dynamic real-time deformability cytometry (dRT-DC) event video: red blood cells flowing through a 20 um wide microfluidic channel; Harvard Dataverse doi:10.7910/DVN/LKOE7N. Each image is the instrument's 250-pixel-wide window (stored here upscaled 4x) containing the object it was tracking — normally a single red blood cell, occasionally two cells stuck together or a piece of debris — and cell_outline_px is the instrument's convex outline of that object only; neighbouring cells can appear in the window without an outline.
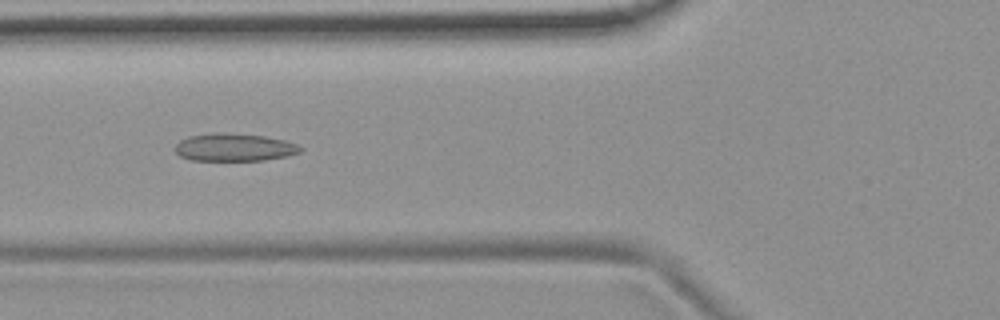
{"species": "common noctule bat (a hibernating species)", "species_latin": "Nyctalus noctula", "temperature_condition": "room temperature", "stored_images_in_passage": 53, "camera_frame_rate_fps": 3000, "um_per_image_px": 0.085, "animal": {"sex": "female", "body_mass_g": 19.9}, "frame": {"image": 1, "passage_image": 20, "time_ms": 6.333, "image_size_px": [1000, 320], "cell_outline_px": [[304, 148], [300, 152], [288, 156], [264, 160], [192, 160], [180, 156], [176, 152], [176, 144], [180, 140], [188, 136], [212, 132], [228, 132], [264, 136], [284, 140], [296, 144]], "centroid_in_image_um": [19.92, 12.51], "position_along_channel_um": 105.9, "area_um2": 20.35}}
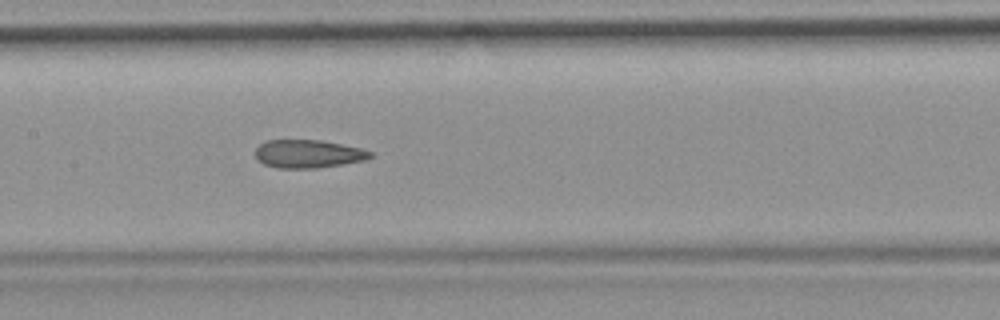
{"frame": {"image": 2, "passage_image": 26, "time_ms": 8.333, "image_size_px": [1000, 320], "cell_outline_px": [[372, 156], [368, 160], [316, 168], [276, 168], [264, 164], [256, 160], [256, 148], [264, 140], [320, 140], [364, 148], [372, 152]], "centroid_in_image_um": [26.21, 13.07], "position_along_channel_um": 181.2, "area_um2": 19.07}}
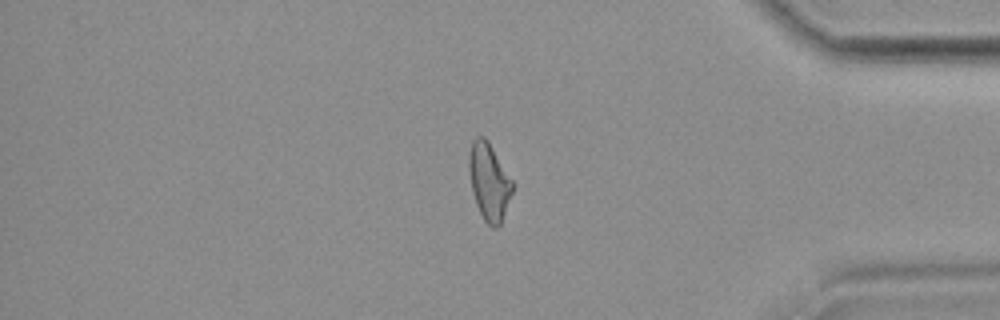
{"frame": {"image": 3, "passage_image": 45, "time_ms": 14.667, "image_size_px": [1000, 320], "cell_outline_px": [[516, 184], [500, 224], [496, 228], [492, 228], [484, 220], [476, 204], [472, 192], [468, 168], [468, 156], [472, 140], [476, 136], [484, 136], [488, 140]], "centroid_in_image_um": [41.58, 15.41], "position_along_channel_um": 393.6, "area_um2": 19.94}, "authors_computed_cell_mechanics": {"area_um2": 20.2878, "velocity_mm_per_s": 3.7648, "shape_relaxation_time_tau1_ms": null, "shape_relaxation_time_tau2_ms": 3.43, "deformation_change_tau1": null, "deformation_change_tau2": 0.1131}}